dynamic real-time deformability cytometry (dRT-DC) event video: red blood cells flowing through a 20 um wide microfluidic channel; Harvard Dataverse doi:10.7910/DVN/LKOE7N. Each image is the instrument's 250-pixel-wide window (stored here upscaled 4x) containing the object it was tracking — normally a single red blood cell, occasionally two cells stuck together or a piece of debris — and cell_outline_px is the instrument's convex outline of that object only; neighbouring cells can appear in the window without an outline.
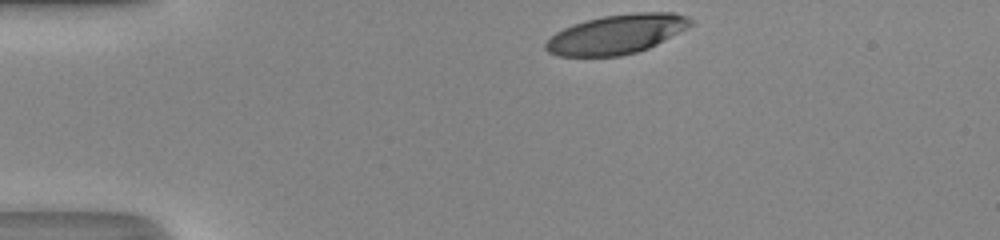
{"species": "human", "species_latin": "Homo sapiens", "temperature_condition": "room temperature", "stored_images_in_passage": 31, "camera_frame_rate_fps": 3000, "um_per_image_px": 0.085, "donor": {"sex": "male"}, "frame": {"image": 1, "passage_image": 1, "time_ms": 0.0, "image_size_px": [1000, 240], "cell_outline_px": [[696, 24], [648, 48], [636, 52], [620, 56], [560, 56], [548, 52], [544, 48], [544, 44], [556, 32], [572, 24], [584, 20], [604, 16], [636, 12], [676, 12], [688, 16]], "centroid_in_image_um": [52.44, 2.89], "position_along_channel_um": 32.6, "area_um2": 33.35}}
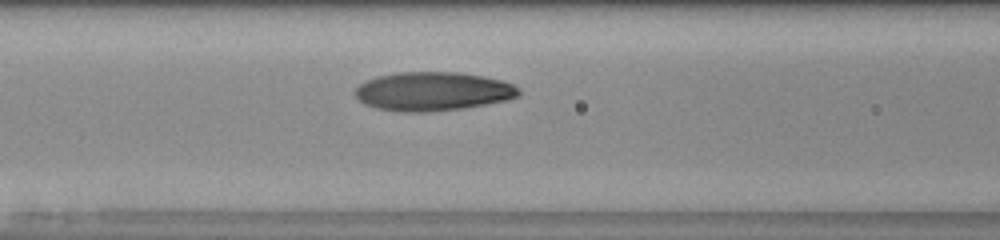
{"frame": {"image": 2, "passage_image": 12, "time_ms": 3.667, "image_size_px": [1000, 240], "cell_outline_px": [[520, 96], [508, 100], [464, 108], [428, 112], [396, 112], [376, 108], [364, 104], [356, 96], [356, 88], [364, 80], [376, 76], [396, 72], [456, 72], [484, 76], [500, 80], [512, 84], [520, 88]], "centroid_in_image_um": [36.79, 7.77], "position_along_channel_um": 129.8, "area_um2": 37.34}}
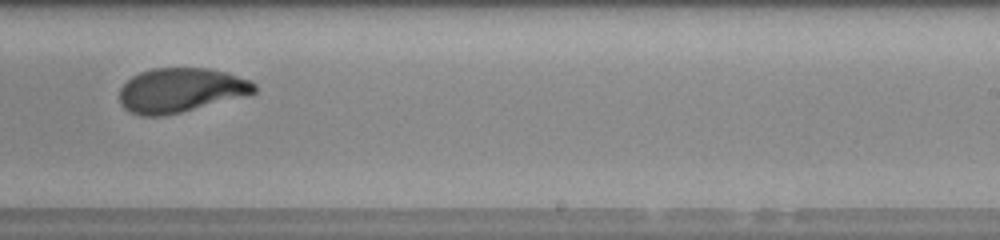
{"frame": {"image": 3, "passage_image": 22, "time_ms": 7.0, "image_size_px": [1000, 240], "cell_outline_px": [[256, 92], [252, 96], [164, 116], [140, 116], [128, 112], [120, 104], [120, 88], [132, 76], [140, 72], [152, 68], [208, 68], [228, 72], [252, 80], [256, 84]], "centroid_in_image_um": [15.43, 7.68], "position_along_channel_um": 273.6, "area_um2": 35.72}, "authors_computed_cell_mechanics": {"area_um2": 35.9516, "velocity_mm_per_s": 4.3353, "shape_relaxation_time_tau1_ms": 5.2459, "shape_relaxation_time_tau2_ms": 0.8788, "deformation_change_tau1": 0.2182, "deformation_change_tau2": 0.0557}}